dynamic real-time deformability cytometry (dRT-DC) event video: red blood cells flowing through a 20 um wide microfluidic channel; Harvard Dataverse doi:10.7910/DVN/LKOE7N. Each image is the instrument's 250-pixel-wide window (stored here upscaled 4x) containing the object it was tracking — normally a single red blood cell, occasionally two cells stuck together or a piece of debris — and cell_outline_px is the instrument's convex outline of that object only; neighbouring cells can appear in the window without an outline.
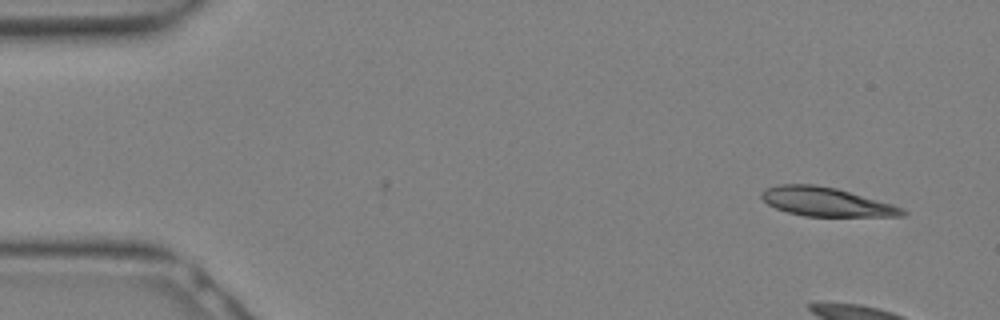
{"species": "Egyptian fruit bat (a non-hibernating species)", "species_latin": "Rousettus aegyptiacus", "temperature_condition": "warm", "stored_images_in_passage": 2, "camera_frame_rate_fps": 3000, "um_per_image_px": 0.085, "animal": {"sex": "female"}, "frame": {"image": 1, "passage_image": 2, "time_ms": 0.333, "image_size_px": [1000, 320], "cell_outline_px": [[908, 212], [904, 216], [804, 216], [788, 212], [776, 208], [768, 204], [760, 196], [760, 192], [764, 188], [780, 184], [812, 184], [836, 188], [892, 204], [904, 208]], "centroid_in_image_um": [70.21, 17.15], "position_along_channel_um": 14.8, "area_um2": 23.64}}